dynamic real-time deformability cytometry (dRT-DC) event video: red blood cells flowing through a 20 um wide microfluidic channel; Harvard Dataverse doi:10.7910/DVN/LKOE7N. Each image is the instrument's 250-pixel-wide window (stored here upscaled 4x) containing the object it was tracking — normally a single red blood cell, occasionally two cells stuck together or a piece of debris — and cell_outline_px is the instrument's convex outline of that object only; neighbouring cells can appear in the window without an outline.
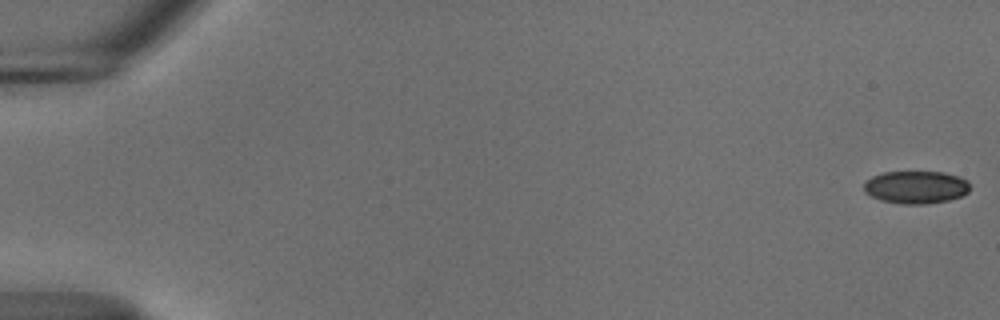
{"species": "common noctule bat (a hibernating species)", "species_latin": "Nyctalus noctula", "temperature_condition": "cold", "stored_images_in_passage": 55, "camera_frame_rate_fps": 3000, "um_per_image_px": 0.085, "animal": {"sex": "male", "body_mass_g": 18.8}, "frame": {"image": 1, "passage_image": 1, "time_ms": 0.0, "image_size_px": [1000, 320], "cell_outline_px": [[968, 192], [960, 196], [948, 200], [928, 204], [904, 204], [880, 200], [864, 192], [864, 184], [872, 176], [884, 172], [944, 172], [968, 180]], "centroid_in_image_um": [77.84, 15.91], "position_along_channel_um": 7.2, "area_um2": 20.06}}
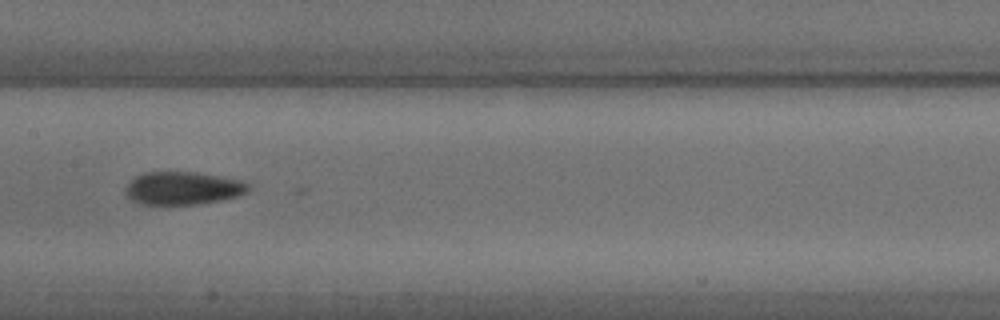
{"frame": {"image": 2, "passage_image": 29, "time_ms": 9.333, "image_size_px": [1000, 320], "cell_outline_px": [[248, 192], [224, 200], [196, 204], [140, 204], [132, 200], [124, 192], [128, 184], [136, 176], [144, 172], [196, 172], [248, 180]], "centroid_in_image_um": [15.6, 15.99], "position_along_channel_um": 191.8, "area_um2": 23.76}}
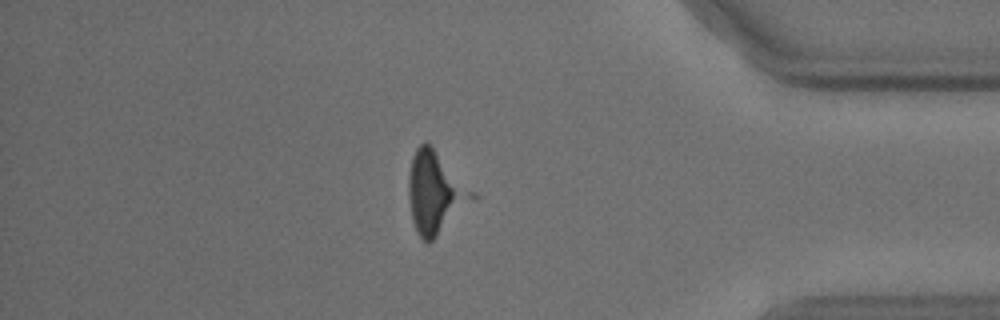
{"frame": {"image": 3, "passage_image": 48, "time_ms": 15.667, "image_size_px": [1000, 320], "cell_outline_px": [[460, 192], [436, 236], [428, 244], [416, 232], [412, 220], [408, 192], [408, 176], [412, 156], [416, 148], [420, 144], [428, 144], [432, 148]], "centroid_in_image_um": [36.51, 16.35], "position_along_channel_um": 398.7, "area_um2": 23.76}}